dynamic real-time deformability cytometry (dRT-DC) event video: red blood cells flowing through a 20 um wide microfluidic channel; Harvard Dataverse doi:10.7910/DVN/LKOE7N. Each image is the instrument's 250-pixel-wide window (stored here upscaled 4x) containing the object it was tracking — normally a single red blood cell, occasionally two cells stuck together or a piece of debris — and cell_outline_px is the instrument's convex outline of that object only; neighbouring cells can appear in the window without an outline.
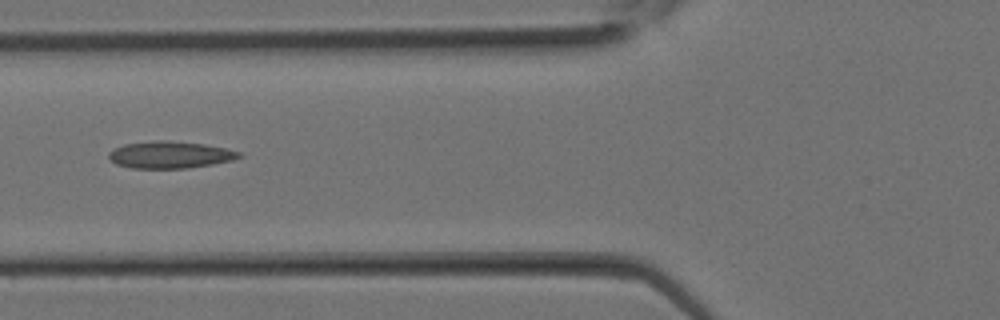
{"species": "Egyptian fruit bat (a non-hibernating species)", "species_latin": "Rousettus aegyptiacus", "temperature_condition": "room temperature", "stored_images_in_passage": 17, "camera_frame_rate_fps": 3000, "um_per_image_px": 0.085, "animal": {"sex": "female"}, "frame": {"image": 1, "passage_image": 12, "time_ms": 3.667, "image_size_px": [1000, 320], "cell_outline_px": [[244, 156], [232, 160], [212, 164], [188, 168], [132, 168], [116, 164], [108, 156], [108, 152], [112, 148], [124, 144], [156, 140], [164, 140], [204, 144], [224, 148], [240, 152]], "centroid_in_image_um": [14.43, 13.15], "position_along_channel_um": 111.4, "area_um2": 20.46}}
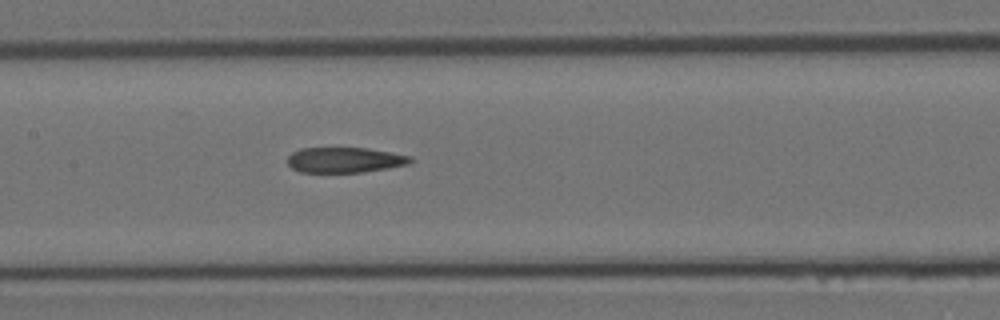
{"frame": {"image": 2, "passage_image": 15, "time_ms": 4.667, "image_size_px": [1000, 320], "cell_outline_px": [[412, 164], [364, 172], [300, 172], [292, 168], [288, 164], [288, 156], [292, 152], [300, 148], [368, 148], [392, 152], [412, 156]], "centroid_in_image_um": [29.34, 13.59], "position_along_channel_um": 178.1, "area_um2": 18.32}}
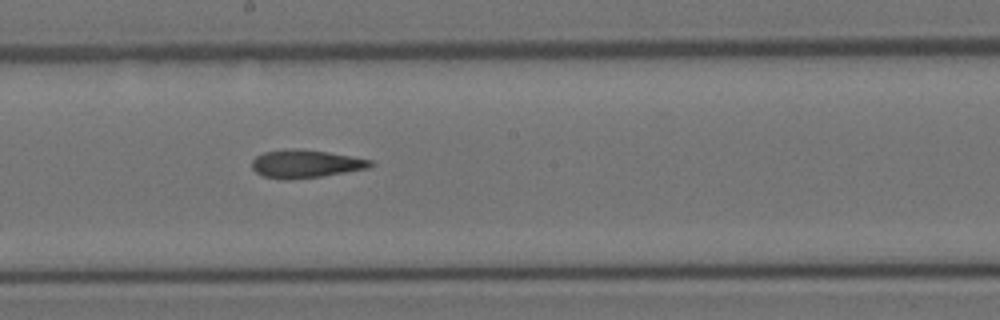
{"frame": {"image": 3, "passage_image": 17, "time_ms": 5.333, "image_size_px": [1000, 320], "cell_outline_px": [[376, 164], [368, 168], [320, 176], [292, 180], [280, 180], [264, 176], [256, 172], [252, 168], [252, 160], [256, 156], [264, 152], [284, 148], [300, 148], [328, 152], [372, 160]], "centroid_in_image_um": [25.94, 13.92], "position_along_channel_um": 222.3, "area_um2": 19.54}}